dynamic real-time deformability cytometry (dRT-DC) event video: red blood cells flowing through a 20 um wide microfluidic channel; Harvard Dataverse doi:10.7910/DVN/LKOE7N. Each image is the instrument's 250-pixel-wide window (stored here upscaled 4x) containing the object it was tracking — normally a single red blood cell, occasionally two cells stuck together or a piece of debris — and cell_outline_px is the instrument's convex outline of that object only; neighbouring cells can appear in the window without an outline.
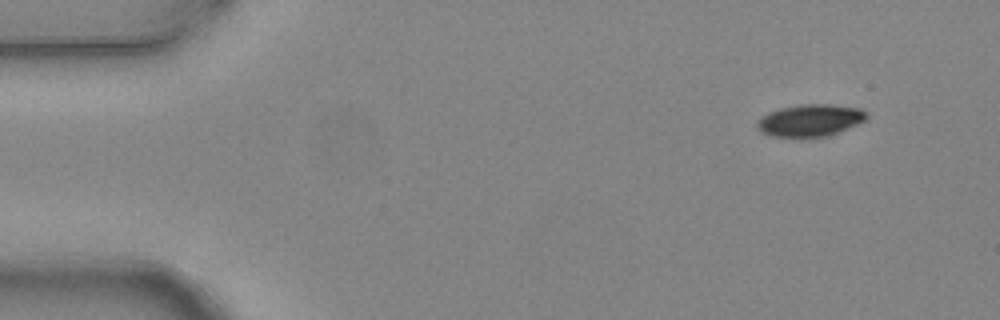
{"species": "common noctule bat (a hibernating species)", "species_latin": "Nyctalus noctula", "temperature_condition": "warm", "stored_images_in_passage": 4, "camera_frame_rate_fps": 3000, "um_per_image_px": 0.085, "animal": {"sex": "female", "body_mass_g": 24.6, "forearm_length_mm": 56.2}, "frame": {"image": 1, "passage_image": 1, "time_ms": 0.0, "image_size_px": [1000, 320], "cell_outline_px": [[868, 116], [864, 120], [856, 124], [828, 136], [800, 140], [768, 136], [760, 132], [756, 128], [756, 120], [760, 116], [768, 112], [780, 108], [800, 104], [828, 104], [860, 108]], "centroid_in_image_um": [68.74, 10.28], "position_along_channel_um": 16.3, "area_um2": 21.21}}
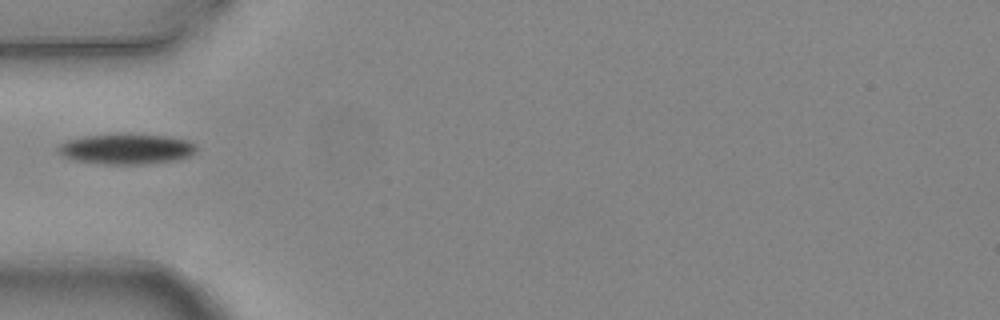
{"frame": {"image": 2, "passage_image": 4, "time_ms": 1.0, "image_size_px": [1000, 320], "cell_outline_px": [[196, 148], [188, 156], [176, 160], [148, 164], [100, 164], [72, 160], [56, 152], [56, 148], [60, 144], [68, 140], [84, 136], [112, 132], [128, 132], [164, 136], [188, 140], [196, 144]], "centroid_in_image_um": [10.68, 12.63], "position_along_channel_um": 74.3, "area_um2": 25.2}}